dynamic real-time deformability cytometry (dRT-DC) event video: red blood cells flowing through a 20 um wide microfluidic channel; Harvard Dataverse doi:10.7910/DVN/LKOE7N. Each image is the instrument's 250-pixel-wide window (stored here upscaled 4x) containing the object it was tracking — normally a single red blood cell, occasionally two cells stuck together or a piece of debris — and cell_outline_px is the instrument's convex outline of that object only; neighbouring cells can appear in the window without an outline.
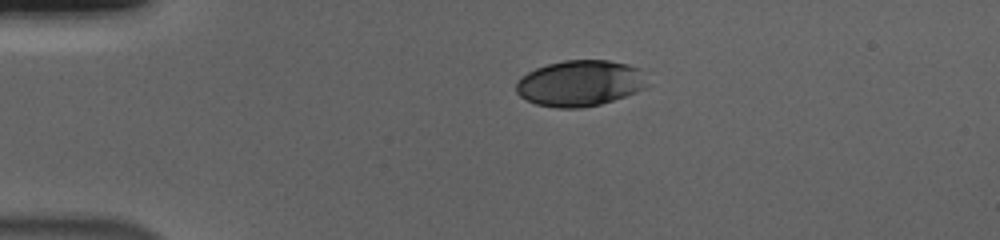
{"species": "human", "species_latin": "Homo sapiens", "temperature_condition": "cold", "stored_images_in_passage": 45, "camera_frame_rate_fps": 3000, "um_per_image_px": 0.085, "donor": {"sex": "male"}, "frame": {"image": 1, "passage_image": 1, "time_ms": 0.0, "image_size_px": [1000, 240], "cell_outline_px": [[644, 88], [636, 92], [600, 104], [580, 108], [556, 108], [536, 104], [520, 96], [516, 92], [516, 80], [520, 76], [536, 68], [548, 64], [564, 60], [608, 60], [628, 64], [640, 68]], "centroid_in_image_um": [49.23, 7.07], "position_along_channel_um": 35.8, "area_um2": 34.85}}
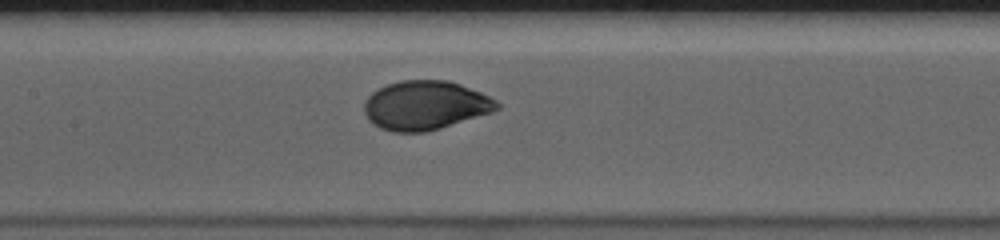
{"frame": {"image": 2, "passage_image": 16, "time_ms": 5.0, "image_size_px": [1000, 240], "cell_outline_px": [[500, 108], [492, 112], [440, 128], [424, 132], [392, 132], [380, 128], [368, 120], [364, 112], [364, 104], [368, 96], [372, 92], [388, 84], [400, 80], [448, 80], [460, 84], [480, 92], [496, 100], [500, 104]], "centroid_in_image_um": [36.14, 8.95], "position_along_channel_um": 171.3, "area_um2": 37.86}}
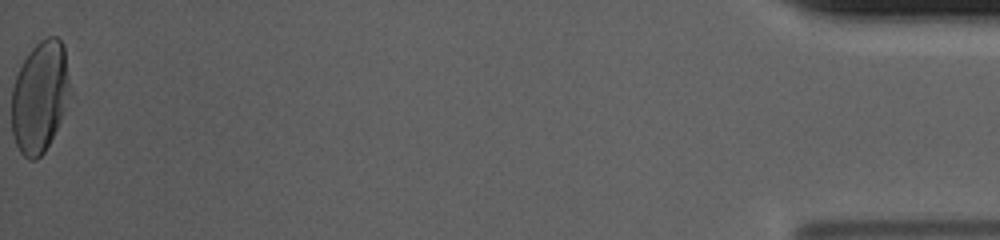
{"frame": {"image": 3, "passage_image": 45, "time_ms": 14.667, "image_size_px": [1000, 240], "cell_outline_px": [[72, 92], [60, 120], [44, 152], [36, 160], [28, 160], [20, 152], [16, 144], [12, 132], [12, 88], [16, 76], [28, 52], [40, 40], [48, 36], [56, 36], [64, 44]], "centroid_in_image_um": [3.4, 8.2], "position_along_channel_um": 431.8, "area_um2": 38.03}, "authors_computed_cell_mechanics": {"area_um2": 37.4544, "velocity_mm_per_s": 3.672, "shape_relaxation_time_tau1_ms": 3.5973, "shape_relaxation_time_tau2_ms": null, "deformation_change_tau1": 0.149, "deformation_change_tau2": null}}